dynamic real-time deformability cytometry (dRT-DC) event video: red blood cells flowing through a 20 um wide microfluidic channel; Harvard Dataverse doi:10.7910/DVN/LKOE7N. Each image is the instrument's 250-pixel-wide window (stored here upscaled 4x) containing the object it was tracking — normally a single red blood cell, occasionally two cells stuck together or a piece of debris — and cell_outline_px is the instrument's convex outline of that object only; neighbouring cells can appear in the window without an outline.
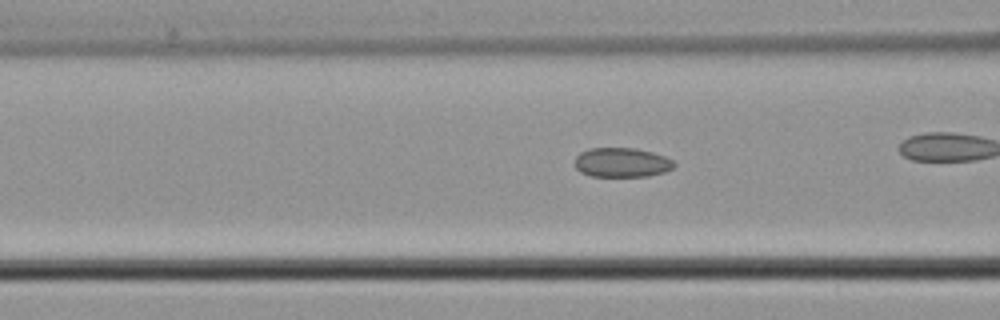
{"species": "common noctule bat (a hibernating species)", "species_latin": "Nyctalus noctula", "temperature_condition": "cold", "stored_images_in_passage": 37, "camera_frame_rate_fps": 3000, "um_per_image_px": 0.085, "animal": {"sex": "male", "body_mass_g": 21.5, "forearm_length_mm": 52.0}, "frame": {"image": 1, "passage_image": 16, "time_ms": 5.0, "image_size_px": [1000, 320], "cell_outline_px": [[676, 164], [672, 168], [664, 172], [648, 176], [592, 176], [580, 172], [576, 168], [576, 156], [580, 152], [588, 148], [636, 148], [652, 152], [664, 156], [672, 160]], "centroid_in_image_um": [52.85, 13.8], "position_along_channel_um": 113.8, "area_um2": 16.99}}
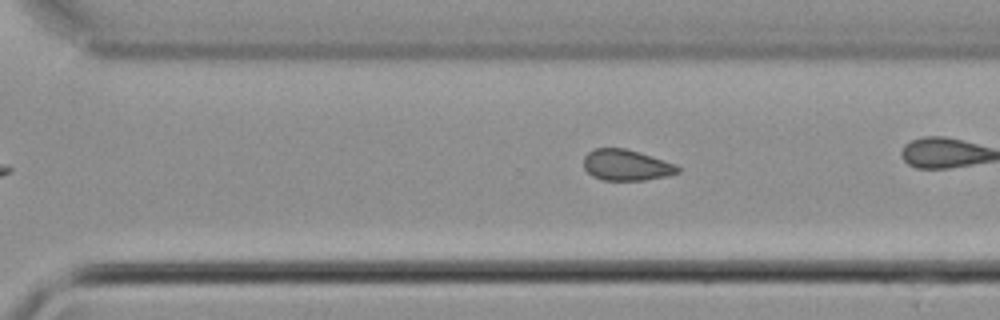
{"frame": {"image": 2, "passage_image": 32, "time_ms": 10.333, "image_size_px": [1000, 320], "cell_outline_px": [[680, 172], [664, 176], [644, 180], [604, 180], [592, 176], [584, 168], [584, 156], [588, 152], [596, 148], [624, 148], [640, 152], [676, 164], [680, 168]], "centroid_in_image_um": [53.23, 14.02], "position_along_channel_um": 317.4, "area_um2": 16.94}}